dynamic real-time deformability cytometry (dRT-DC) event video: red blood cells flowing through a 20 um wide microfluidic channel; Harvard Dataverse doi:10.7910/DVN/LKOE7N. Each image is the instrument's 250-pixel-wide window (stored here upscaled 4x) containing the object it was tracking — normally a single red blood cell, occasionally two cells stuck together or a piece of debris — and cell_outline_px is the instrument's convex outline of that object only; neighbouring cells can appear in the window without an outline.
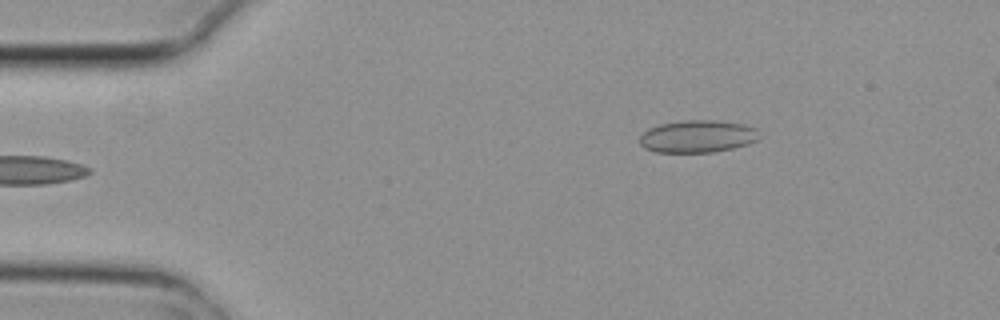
{"species": "common noctule bat (a hibernating species)", "species_latin": "Nyctalus noctula", "temperature_condition": "cold", "stored_images_in_passage": 4, "camera_frame_rate_fps": 3000, "um_per_image_px": 0.085, "animal": {"sex": "female", "body_mass_g": 29.2, "forearm_length_mm": 56.3}, "frame": {"image": 1, "passage_image": 4, "time_ms": 1.0, "image_size_px": [1000, 320], "cell_outline_px": [[756, 140], [748, 144], [732, 148], [712, 152], [656, 152], [644, 148], [640, 144], [640, 136], [648, 128], [660, 124], [680, 120], [712, 120], [744, 124], [756, 128]], "centroid_in_image_um": [59.24, 11.59], "position_along_channel_um": 25.8, "area_um2": 22.43}}